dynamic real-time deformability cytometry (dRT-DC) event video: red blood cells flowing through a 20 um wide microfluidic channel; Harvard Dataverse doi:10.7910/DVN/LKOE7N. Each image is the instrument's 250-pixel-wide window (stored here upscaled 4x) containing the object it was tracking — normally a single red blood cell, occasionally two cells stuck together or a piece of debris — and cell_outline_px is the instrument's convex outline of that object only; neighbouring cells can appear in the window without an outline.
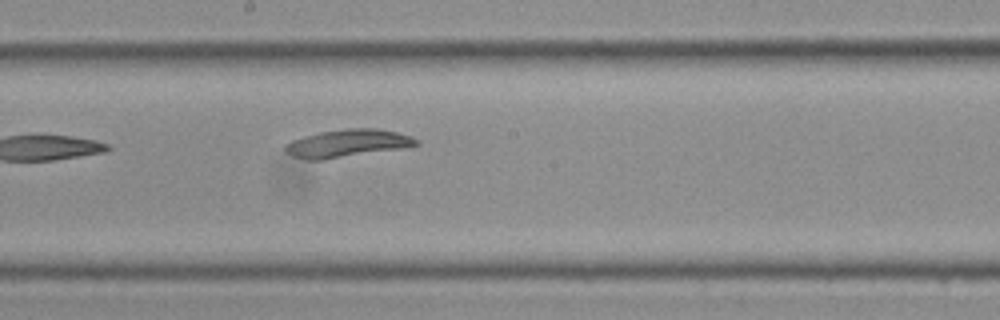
{"species": "Egyptian fruit bat (a non-hibernating species)", "species_latin": "Rousettus aegyptiacus", "temperature_condition": "cold", "stored_images_in_passage": 15, "camera_frame_rate_fps": 3000, "um_per_image_px": 0.085, "frame": {"image": 1, "passage_image": 15, "time_ms": 4.667, "image_size_px": [1000, 320], "cell_outline_px": [[420, 144], [404, 148], [324, 160], [308, 160], [292, 156], [284, 148], [292, 140], [304, 136], [320, 132], [348, 128], [376, 128], [396, 132], [412, 136], [420, 140]], "centroid_in_image_um": [29.59, 12.18], "position_along_channel_um": 218.6, "area_um2": 21.21}}